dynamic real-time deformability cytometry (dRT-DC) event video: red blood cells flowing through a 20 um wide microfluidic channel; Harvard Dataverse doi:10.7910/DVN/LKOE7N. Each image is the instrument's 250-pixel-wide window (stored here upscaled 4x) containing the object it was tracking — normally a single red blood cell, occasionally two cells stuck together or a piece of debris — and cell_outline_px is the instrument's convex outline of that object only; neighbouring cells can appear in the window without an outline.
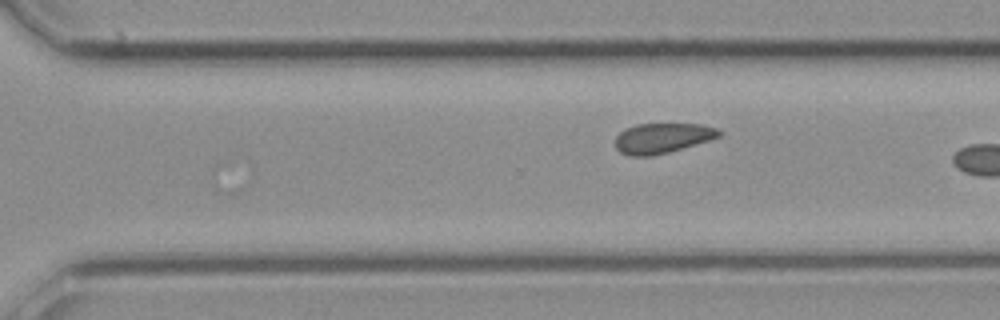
{"species": "common noctule bat (a hibernating species)", "species_latin": "Nyctalus noctula", "temperature_condition": "cold", "stored_images_in_passage": 23, "camera_frame_rate_fps": 3000, "um_per_image_px": 0.085, "animal": {"sex": "female", "body_mass_g": 21.9}, "frame": {"image": 1, "passage_image": 23, "time_ms": 7.333, "image_size_px": [1000, 320], "cell_outline_px": [[724, 132], [720, 136], [708, 140], [668, 152], [652, 156], [628, 156], [620, 152], [616, 148], [616, 136], [624, 128], [636, 124], [700, 124], [716, 128]], "centroid_in_image_um": [56.27, 11.73], "position_along_channel_um": 314.3, "area_um2": 18.15}}